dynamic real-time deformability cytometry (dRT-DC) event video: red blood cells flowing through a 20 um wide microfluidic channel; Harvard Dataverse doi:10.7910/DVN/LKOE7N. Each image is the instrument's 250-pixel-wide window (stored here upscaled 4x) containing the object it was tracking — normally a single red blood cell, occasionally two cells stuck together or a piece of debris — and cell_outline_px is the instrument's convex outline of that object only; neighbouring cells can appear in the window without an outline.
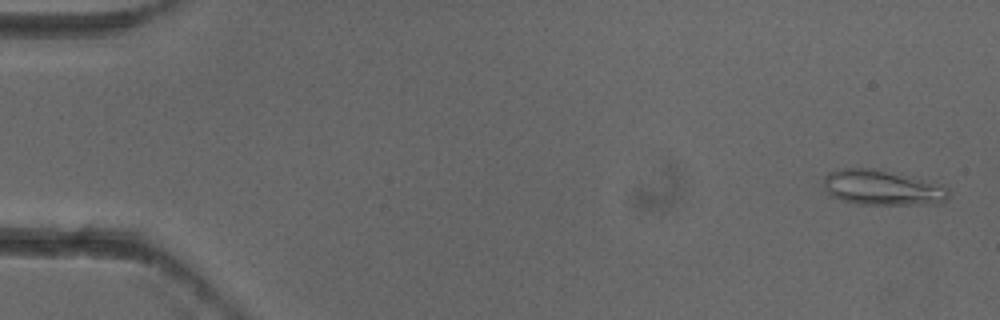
{"species": "common noctule bat (a hibernating species)", "species_latin": "Nyctalus noctula", "temperature_condition": "cold", "stored_images_in_passage": 4, "camera_frame_rate_fps": 3000, "um_per_image_px": 0.085, "animal": {"sex": "female"}, "frame": {"image": 1, "passage_image": 1, "time_ms": 0.0, "image_size_px": [1000, 320], "cell_outline_px": [[948, 196], [944, 200], [928, 204], [856, 204], [840, 200], [828, 196], [824, 188], [824, 176], [828, 172], [836, 168], [868, 168], [944, 184], [948, 188]], "centroid_in_image_um": [74.9, 15.95], "position_along_channel_um": 10.1, "area_um2": 25.55}}